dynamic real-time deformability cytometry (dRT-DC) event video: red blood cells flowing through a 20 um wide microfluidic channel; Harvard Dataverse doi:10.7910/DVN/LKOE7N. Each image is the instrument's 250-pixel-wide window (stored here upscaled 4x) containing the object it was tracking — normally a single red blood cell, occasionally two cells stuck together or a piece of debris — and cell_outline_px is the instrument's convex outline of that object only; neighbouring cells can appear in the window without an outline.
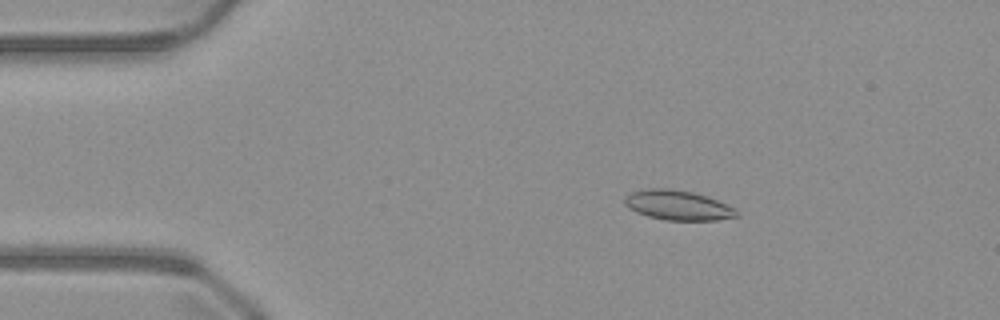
{"species": "common noctule bat (a hibernating species)", "species_latin": "Nyctalus noctula", "temperature_condition": "warm", "stored_images_in_passage": 50, "camera_frame_rate_fps": 3000, "um_per_image_px": 0.085, "animal": {"sex": "male", "body_mass_g": 23.1, "forearm_length_mm": 52.7}, "frame": {"image": 1, "passage_image": 7, "time_ms": 2.0, "image_size_px": [1000, 320], "cell_outline_px": [[740, 216], [716, 220], [664, 220], [648, 216], [636, 212], [628, 208], [624, 204], [624, 196], [632, 192], [648, 188], [668, 188], [692, 192], [708, 196], [732, 208]], "centroid_in_image_um": [57.56, 17.44], "position_along_channel_um": 27.4, "area_um2": 19.31}}
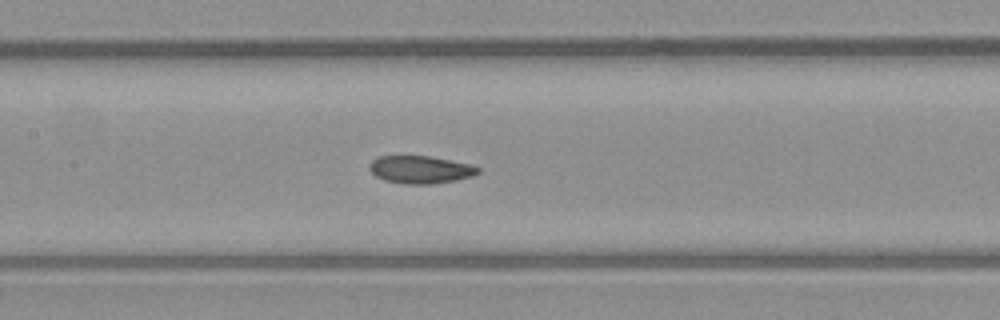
{"frame": {"image": 2, "passage_image": 22, "time_ms": 7.0, "image_size_px": [1000, 320], "cell_outline_px": [[480, 172], [472, 176], [456, 180], [432, 184], [404, 184], [384, 180], [376, 176], [368, 168], [368, 164], [372, 160], [380, 156], [428, 156], [472, 164], [480, 168]], "centroid_in_image_um": [35.74, 14.42], "position_along_channel_um": 171.7, "area_um2": 17.57}}
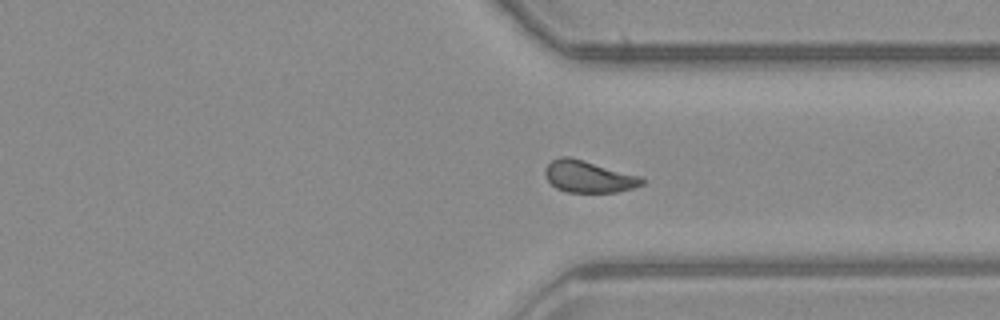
{"frame": {"image": 3, "passage_image": 36, "time_ms": 11.667, "image_size_px": [1000, 320], "cell_outline_px": [[644, 184], [636, 188], [616, 192], [568, 192], [556, 188], [548, 180], [544, 172], [544, 168], [552, 160], [560, 156], [568, 156], [584, 160], [640, 176], [644, 180]], "centroid_in_image_um": [50.03, 15.01], "position_along_channel_um": 361.4, "area_um2": 17.98}}